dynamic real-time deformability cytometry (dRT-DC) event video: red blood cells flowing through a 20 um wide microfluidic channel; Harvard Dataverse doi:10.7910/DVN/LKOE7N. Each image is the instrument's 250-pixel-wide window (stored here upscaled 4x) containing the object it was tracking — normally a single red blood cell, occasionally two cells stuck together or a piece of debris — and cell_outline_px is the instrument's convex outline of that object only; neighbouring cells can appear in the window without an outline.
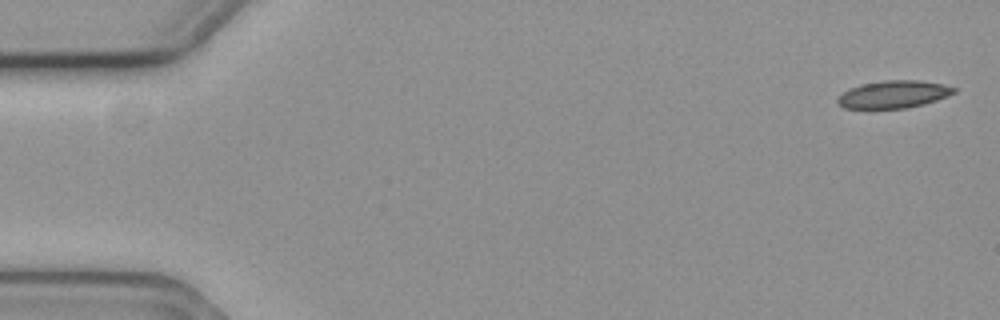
{"species": "common noctule bat (a hibernating species)", "species_latin": "Nyctalus noctula", "temperature_condition": "cold", "stored_images_in_passage": 5, "camera_frame_rate_fps": 3000, "um_per_image_px": 0.085, "animal": {"sex": "female", "body_mass_g": 19.3, "forearm_length_mm": 54.1}, "frame": {"image": 1, "passage_image": 1, "time_ms": 0.0, "image_size_px": [1000, 320], "cell_outline_px": [[956, 92], [948, 96], [924, 104], [904, 108], [844, 108], [836, 100], [848, 88], [860, 84], [884, 80], [920, 80], [944, 84], [956, 88]], "centroid_in_image_um": [75.98, 8.0], "position_along_channel_um": 9.0, "area_um2": 18.61}}
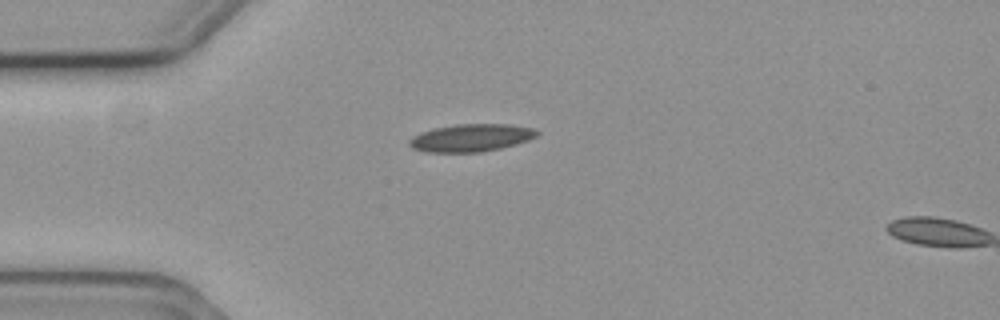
{"frame": {"image": 2, "passage_image": 4, "time_ms": 1.0, "image_size_px": [1000, 320], "cell_outline_px": [[540, 132], [536, 136], [528, 140], [516, 144], [500, 148], [480, 152], [424, 152], [412, 148], [408, 144], [408, 140], [412, 136], [420, 132], [432, 128], [456, 124], [508, 124], [532, 128]], "centroid_in_image_um": [39.99, 11.71], "position_along_channel_um": 45.0, "area_um2": 20.63}}